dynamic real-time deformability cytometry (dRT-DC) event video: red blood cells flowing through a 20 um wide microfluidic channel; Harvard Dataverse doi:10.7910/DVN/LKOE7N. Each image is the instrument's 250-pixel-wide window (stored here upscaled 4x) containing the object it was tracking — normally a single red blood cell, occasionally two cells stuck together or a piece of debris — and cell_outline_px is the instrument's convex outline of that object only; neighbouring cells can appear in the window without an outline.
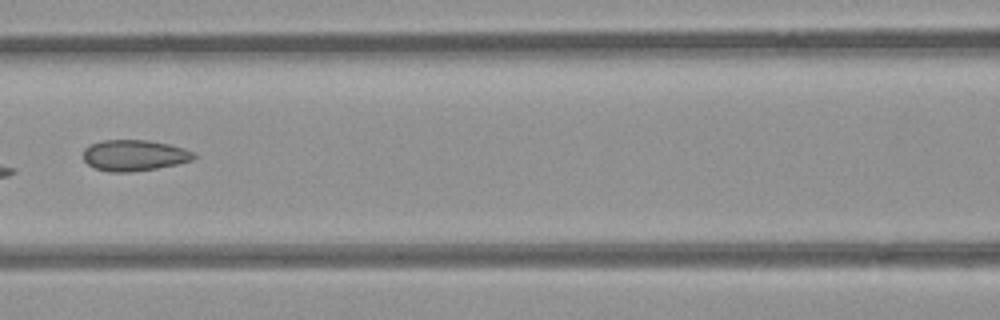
{"species": "common noctule bat (a hibernating species)", "species_latin": "Nyctalus noctula", "temperature_condition": "room temperature", "stored_images_in_passage": 6, "camera_frame_rate_fps": 3000, "um_per_image_px": 0.085, "animal": {"sex": "female", "body_mass_g": 21.9}, "frame": {"image": 1, "passage_image": 6, "time_ms": 6.667, "image_size_px": [1000, 320], "cell_outline_px": [[196, 156], [192, 160], [176, 164], [156, 168], [132, 172], [112, 172], [96, 168], [88, 164], [84, 160], [84, 148], [92, 144], [104, 140], [148, 140], [168, 144], [184, 148], [196, 152]], "centroid_in_image_um": [11.44, 13.2], "position_along_channel_um": 155.2, "area_um2": 19.88}}